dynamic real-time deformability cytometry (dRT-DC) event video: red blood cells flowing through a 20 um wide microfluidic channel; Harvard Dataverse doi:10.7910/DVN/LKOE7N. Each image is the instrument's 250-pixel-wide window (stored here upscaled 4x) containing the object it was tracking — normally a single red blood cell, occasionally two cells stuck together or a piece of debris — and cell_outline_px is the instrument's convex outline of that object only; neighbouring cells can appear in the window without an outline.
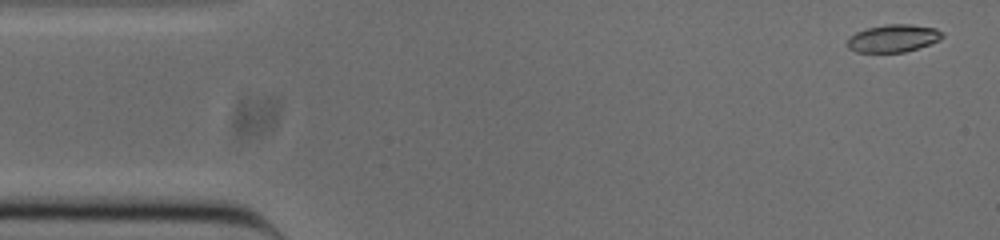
{"species": "common noctule bat (a hibernating species)", "species_latin": "Nyctalus noctula", "temperature_condition": "cold", "stored_images_in_passage": 52, "camera_frame_rate_fps": 3000, "um_per_image_px": 0.085, "animal": {"sex": "male", "body_mass_g": 20.0, "forearm_length_mm": 53.3}, "frame": {"image": 1, "passage_image": 2, "time_ms": 0.333, "image_size_px": [1000, 240], "cell_outline_px": [[944, 36], [940, 40], [904, 52], [856, 52], [848, 48], [848, 40], [856, 32], [868, 28], [888, 24], [912, 24], [936, 28], [944, 32]], "centroid_in_image_um": [75.96, 3.25], "position_along_channel_um": 9.0, "area_um2": 15.14}}
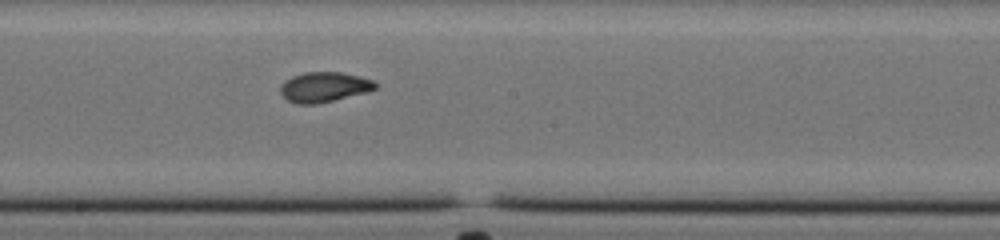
{"frame": {"image": 2, "passage_image": 27, "time_ms": 8.667, "image_size_px": [1000, 240], "cell_outline_px": [[376, 88], [368, 92], [316, 104], [296, 104], [288, 100], [280, 92], [280, 84], [284, 80], [292, 76], [304, 72], [340, 72], [360, 76], [372, 80], [376, 84]], "centroid_in_image_um": [27.52, 7.39], "position_along_channel_um": 220.7, "area_um2": 16.65}}
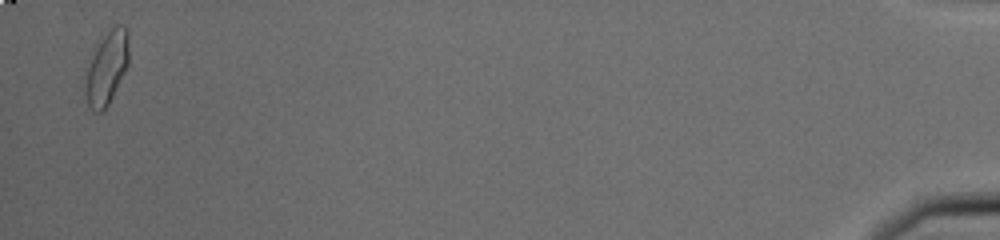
{"frame": {"image": 3, "passage_image": 51, "time_ms": 16.667, "image_size_px": [1000, 240], "cell_outline_px": [[128, 64], [108, 104], [100, 112], [92, 112], [88, 104], [84, 92], [84, 84], [88, 68], [92, 56], [96, 48], [104, 36], [116, 24], [124, 24], [128, 28]], "centroid_in_image_um": [9.08, 5.76], "position_along_channel_um": 426.1, "area_um2": 18.15}, "authors_computed_cell_mechanics": {"area_um2": 16.3285, "velocity_mm_per_s": 3.8539, "shape_relaxation_time_tau1_ms": 3.9813, "shape_relaxation_time_tau2_ms": 1.4568, "deformation_change_tau1": 0.1302, "deformation_change_tau2": 0.0631}}